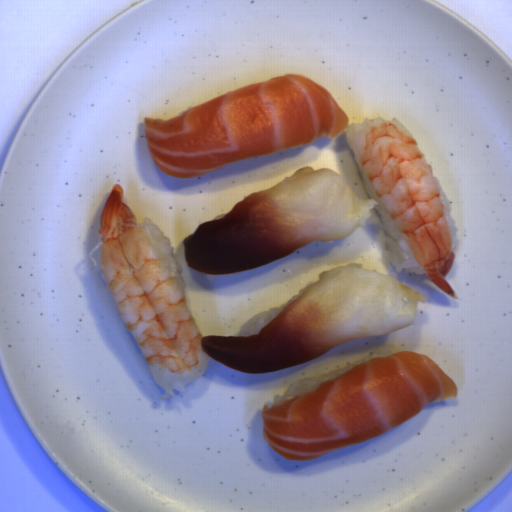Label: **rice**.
I'll use <instances>...</instances> for the list:
<instances>
[{
  "instance_id": "4",
  "label": "rice",
  "mask_w": 512,
  "mask_h": 512,
  "mask_svg": "<svg viewBox=\"0 0 512 512\" xmlns=\"http://www.w3.org/2000/svg\"><path fill=\"white\" fill-rule=\"evenodd\" d=\"M143 226L147 231L148 235L150 236L151 240L157 245L163 257L174 270L175 274L178 277L180 288L184 293L185 282L182 275V267L173 254L172 244L168 236L155 225H153L146 217L143 219Z\"/></svg>"
},
{
  "instance_id": "5",
  "label": "rice",
  "mask_w": 512,
  "mask_h": 512,
  "mask_svg": "<svg viewBox=\"0 0 512 512\" xmlns=\"http://www.w3.org/2000/svg\"><path fill=\"white\" fill-rule=\"evenodd\" d=\"M433 177H434L435 184H436V187H437V190H438V194H439L442 206H443V210H444V214H445V218H446V223H447V228H448V231H449V234H450V237H451L452 249H453V253L455 255L457 250H458V247H457V228H456L455 222H454V220L452 218V206H451L448 198L444 194L439 180L436 178L435 175H433Z\"/></svg>"
},
{
  "instance_id": "1",
  "label": "rice",
  "mask_w": 512,
  "mask_h": 512,
  "mask_svg": "<svg viewBox=\"0 0 512 512\" xmlns=\"http://www.w3.org/2000/svg\"><path fill=\"white\" fill-rule=\"evenodd\" d=\"M354 157L367 192L371 199H375L377 201L376 204L369 208L370 217H368L367 221L368 223L379 225L383 228V231L375 238L380 246L383 263L387 271L386 276L397 280L398 276L391 266H393L397 273L405 270L406 274L424 276L427 273L417 261L409 244L402 237L387 209L376 195L357 157L355 155Z\"/></svg>"
},
{
  "instance_id": "3",
  "label": "rice",
  "mask_w": 512,
  "mask_h": 512,
  "mask_svg": "<svg viewBox=\"0 0 512 512\" xmlns=\"http://www.w3.org/2000/svg\"><path fill=\"white\" fill-rule=\"evenodd\" d=\"M343 267H357V268L364 269V267L362 265H360L356 262H352L349 265L334 266L331 269H325V270L321 271L318 276V280L308 282L306 284V286L301 291H299L298 294L290 297L281 306H273L270 309L264 310L261 313H259L258 315H256L255 317H253L252 319H250L249 321H247L246 323H244L242 325L237 337H244V336L261 333L263 327L266 326L269 322H271L276 316H278L286 308V306L288 304H290L292 301H294L295 299L300 297L308 287H310L311 285H313L316 282H321V277L325 273L330 272L332 270L340 269Z\"/></svg>"
},
{
  "instance_id": "2",
  "label": "rice",
  "mask_w": 512,
  "mask_h": 512,
  "mask_svg": "<svg viewBox=\"0 0 512 512\" xmlns=\"http://www.w3.org/2000/svg\"><path fill=\"white\" fill-rule=\"evenodd\" d=\"M394 354L391 348H386L381 351H371L370 355L362 360H359L354 363H350L344 367L329 371L323 375H316L300 380H296L294 383H292L289 388L287 389L286 394L283 396H275L273 403H266V406H271L281 400L297 397L307 391L314 390L320 386L322 382L330 381L333 378L339 377L343 375L344 373L348 372L352 368L362 365L364 363H367L369 361H372L376 358H382V357H388L390 355Z\"/></svg>"
},
{
  "instance_id": "6",
  "label": "rice",
  "mask_w": 512,
  "mask_h": 512,
  "mask_svg": "<svg viewBox=\"0 0 512 512\" xmlns=\"http://www.w3.org/2000/svg\"><path fill=\"white\" fill-rule=\"evenodd\" d=\"M228 213H221L219 216H215L214 219H222L224 218L225 216H227ZM213 219V220H214Z\"/></svg>"
}]
</instances>
